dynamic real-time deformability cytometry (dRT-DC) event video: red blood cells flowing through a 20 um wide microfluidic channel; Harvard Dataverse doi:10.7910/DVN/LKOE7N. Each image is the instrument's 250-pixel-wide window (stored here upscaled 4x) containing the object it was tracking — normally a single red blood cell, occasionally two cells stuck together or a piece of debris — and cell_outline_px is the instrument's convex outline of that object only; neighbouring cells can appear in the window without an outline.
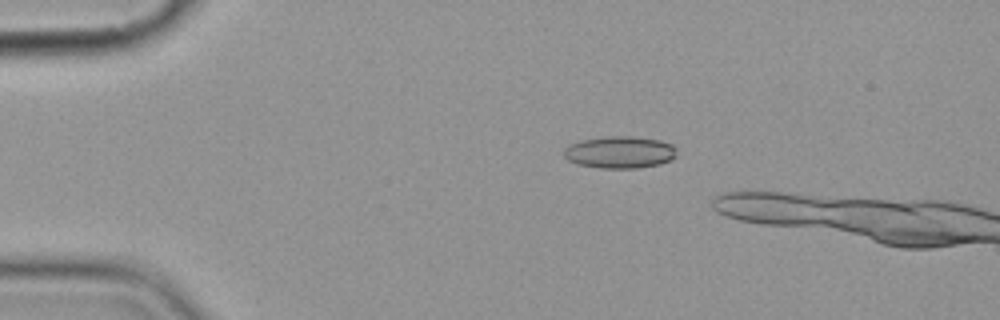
{"species": "common noctule bat (a hibernating species)", "species_latin": "Nyctalus noctula", "temperature_condition": "cold", "stored_images_in_passage": 9, "camera_frame_rate_fps": 3000, "um_per_image_px": 0.085, "animal": {"sex": "female", "body_mass_g": 19.9}, "frame": {"image": 1, "passage_image": 4, "time_ms": 3.667, "image_size_px": [1000, 320], "cell_outline_px": [[676, 156], [672, 160], [660, 164], [636, 168], [600, 168], [580, 164], [568, 160], [564, 156], [564, 148], [568, 144], [580, 140], [608, 136], [632, 136], [660, 140], [672, 144], [676, 148]], "centroid_in_image_um": [52.69, 12.93], "position_along_channel_um": 32.3, "area_um2": 21.21}}
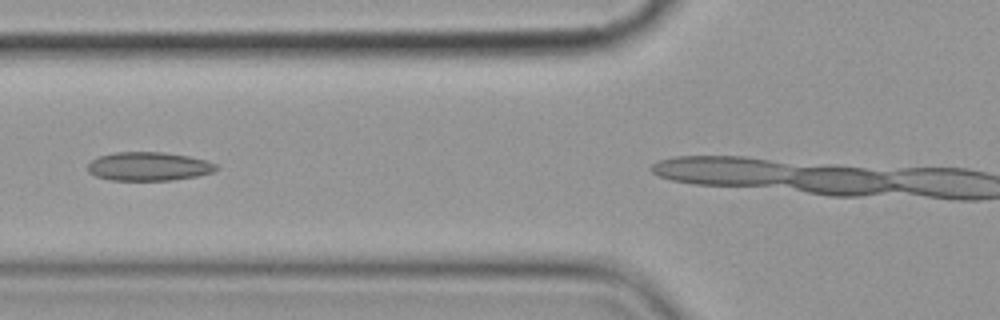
{"frame": {"image": 2, "passage_image": 8, "time_ms": 9.0, "image_size_px": [1000, 320], "cell_outline_px": [[220, 168], [212, 172], [196, 176], [172, 180], [108, 180], [96, 176], [88, 172], [88, 164], [92, 160], [100, 156], [116, 152], [164, 152], [188, 156], [204, 160], [216, 164]], "centroid_in_image_um": [12.63, 14.14], "position_along_channel_um": 113.2, "area_um2": 21.39}}